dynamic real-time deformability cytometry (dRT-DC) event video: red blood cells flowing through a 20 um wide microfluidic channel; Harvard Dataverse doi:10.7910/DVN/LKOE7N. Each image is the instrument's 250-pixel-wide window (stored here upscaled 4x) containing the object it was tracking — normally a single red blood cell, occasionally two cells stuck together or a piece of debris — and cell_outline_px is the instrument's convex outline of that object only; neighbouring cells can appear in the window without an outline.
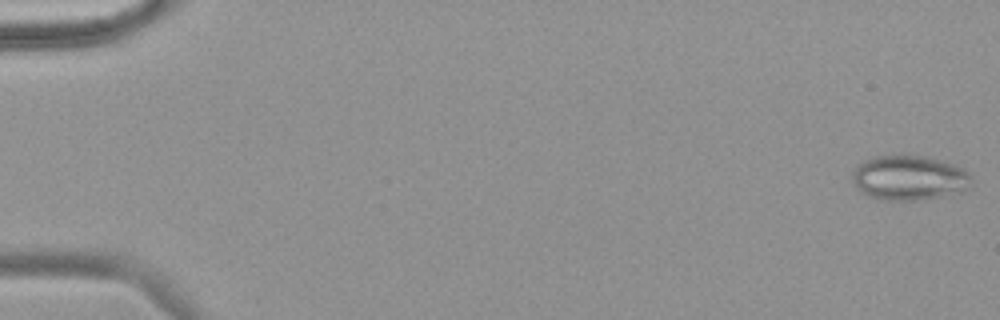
{"species": "common noctule bat (a hibernating species)", "species_latin": "Nyctalus noctula", "temperature_condition": "warm", "stored_images_in_passage": 56, "camera_frame_rate_fps": 3000, "um_per_image_px": 0.085, "animal": {"sex": "female", "body_mass_g": 18.4}, "frame": {"image": 1, "passage_image": 1, "time_ms": 0.0, "image_size_px": [1000, 320], "cell_outline_px": [[968, 176], [964, 188], [960, 192], [920, 200], [884, 200], [868, 196], [856, 188], [856, 168], [864, 160], [872, 156], [924, 156], [956, 164]], "centroid_in_image_um": [77.23, 15.12], "position_along_channel_um": 7.8, "area_um2": 30.0}}
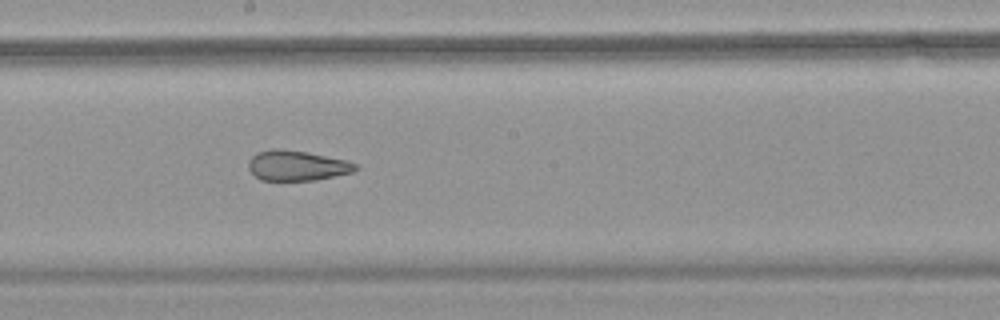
{"frame": {"image": 2, "passage_image": 32, "time_ms": 10.333, "image_size_px": [1000, 320], "cell_outline_px": [[360, 168], [352, 172], [316, 180], [260, 180], [248, 168], [248, 160], [256, 152], [272, 148], [276, 148], [308, 152], [344, 160], [356, 164]], "centroid_in_image_um": [25.21, 14.07], "position_along_channel_um": 223.0, "area_um2": 18.79}}
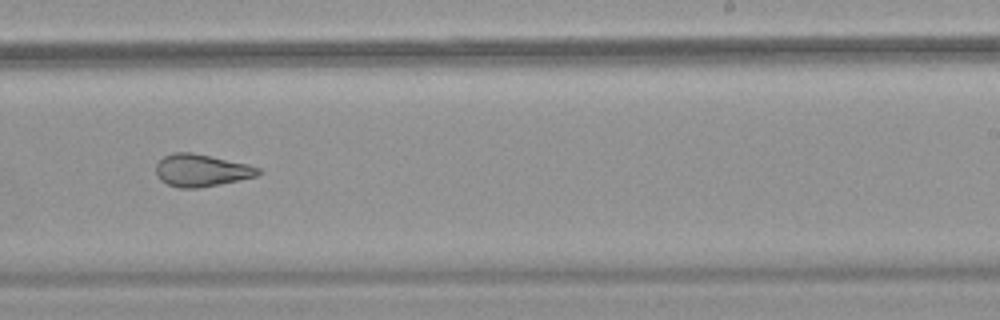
{"frame": {"image": 3, "passage_image": 36, "time_ms": 11.667, "image_size_px": [1000, 320], "cell_outline_px": [[260, 172], [256, 176], [220, 184], [196, 188], [180, 188], [168, 184], [160, 180], [156, 172], [156, 164], [164, 156], [176, 152], [192, 152], [248, 164], [260, 168]], "centroid_in_image_um": [17.1, 14.48], "position_along_channel_um": 271.9, "area_um2": 19.07}, "authors_computed_cell_mechanics": {"area_um2": 24.3916, "velocity_mm_per_s": 3.6868, "shape_relaxation_time_tau1_ms": null, "shape_relaxation_time_tau2_ms": 1.8672, "deformation_change_tau1": null, "deformation_change_tau2": 0.1043}}